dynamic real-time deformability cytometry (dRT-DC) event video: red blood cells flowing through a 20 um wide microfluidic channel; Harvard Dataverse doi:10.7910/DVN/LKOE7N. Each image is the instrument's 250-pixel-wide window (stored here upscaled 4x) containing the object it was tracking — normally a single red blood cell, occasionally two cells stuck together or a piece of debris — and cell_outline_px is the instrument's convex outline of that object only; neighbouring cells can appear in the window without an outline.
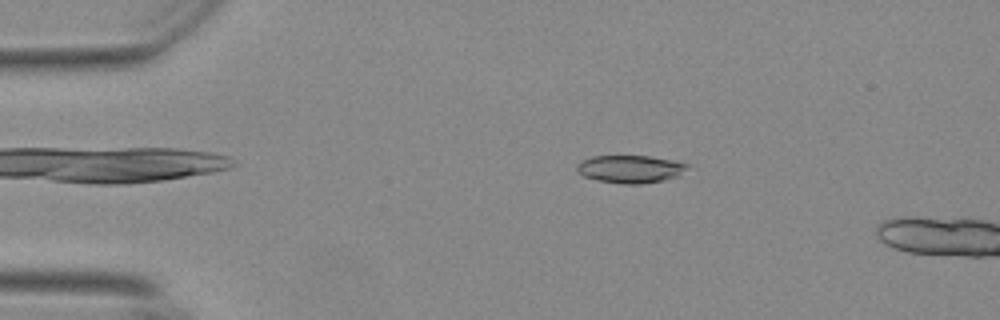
{"species": "Egyptian fruit bat (a non-hibernating species)", "species_latin": "Rousettus aegyptiacus", "temperature_condition": "warm", "stored_images_in_passage": 53, "camera_frame_rate_fps": 3000, "um_per_image_px": 0.085, "animal": {"sex": "female"}, "frame": {"image": 1, "passage_image": 10, "time_ms": 3.0, "image_size_px": [1000, 320], "cell_outline_px": [[688, 168], [676, 176], [664, 180], [640, 184], [624, 184], [600, 180], [584, 176], [576, 168], [584, 160], [592, 156], [648, 156], [672, 160], [688, 164]], "centroid_in_image_um": [53.61, 14.36], "position_along_channel_um": 31.4, "area_um2": 17.4}}
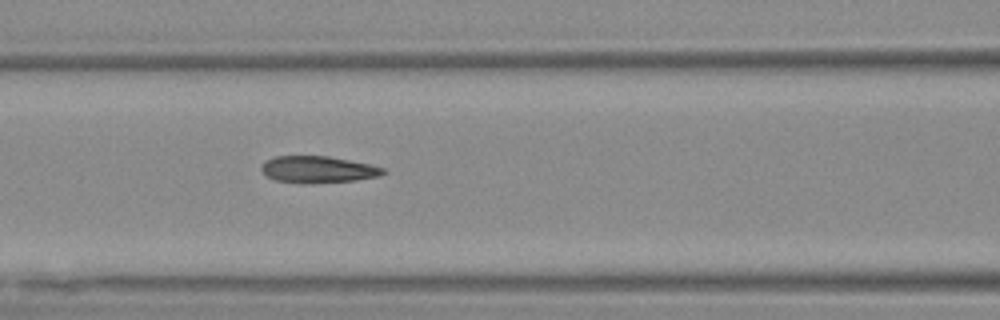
{"frame": {"image": 2, "passage_image": 23, "time_ms": 7.333, "image_size_px": [1000, 320], "cell_outline_px": [[388, 172], [376, 176], [356, 180], [304, 184], [276, 180], [268, 176], [260, 168], [264, 160], [276, 156], [328, 156], [368, 164], [384, 168]], "centroid_in_image_um": [27.0, 14.4], "position_along_channel_um": 139.6, "area_um2": 18.84}}
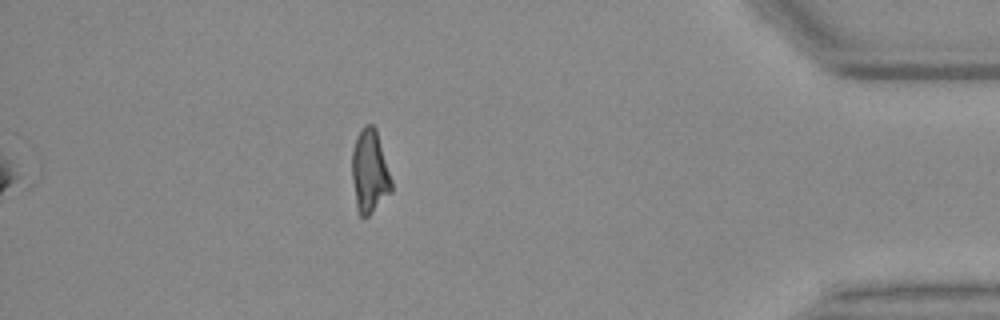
{"frame": {"image": 3, "passage_image": 48, "time_ms": 15.667, "image_size_px": [1000, 320], "cell_outline_px": [[392, 192], [368, 216], [360, 216], [356, 208], [352, 180], [352, 148], [356, 136], [364, 124], [372, 124], [376, 128], [392, 180]], "centroid_in_image_um": [31.41, 14.56], "position_along_channel_um": 403.8, "area_um2": 19.36}, "authors_computed_cell_mechanics": {"area_um2": 18.785, "velocity_mm_per_s": 3.7099, "shape_relaxation_time_tau1_ms": 7.3133, "shape_relaxation_time_tau2_ms": 1.7688, "deformation_change_tau1": 0.2421, "deformation_change_tau2": 0.1161}}